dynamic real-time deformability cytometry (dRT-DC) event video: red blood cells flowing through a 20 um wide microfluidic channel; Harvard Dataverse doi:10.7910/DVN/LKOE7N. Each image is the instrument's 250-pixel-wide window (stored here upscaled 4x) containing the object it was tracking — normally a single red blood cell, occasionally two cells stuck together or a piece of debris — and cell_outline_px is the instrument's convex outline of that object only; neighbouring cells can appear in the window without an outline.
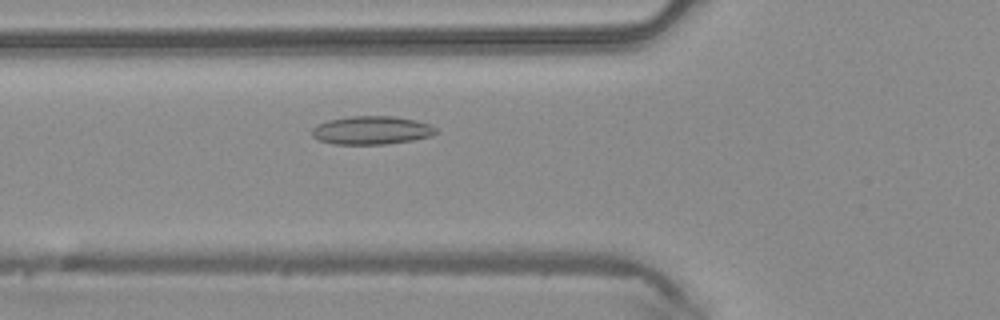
{"species": "common noctule bat (a hibernating species)", "species_latin": "Nyctalus noctula", "temperature_condition": "warm", "stored_images_in_passage": 41, "camera_frame_rate_fps": 3000, "um_per_image_px": 0.085, "animal": {"sex": "male", "body_mass_g": 20.4}, "frame": {"image": 1, "passage_image": 11, "time_ms": 3.333, "image_size_px": [1000, 320], "cell_outline_px": [[436, 132], [432, 136], [412, 140], [384, 144], [332, 144], [320, 140], [312, 136], [312, 128], [316, 124], [328, 120], [352, 116], [396, 116], [416, 120], [428, 124], [436, 128]], "centroid_in_image_um": [31.57, 11.07], "position_along_channel_um": 94.2, "area_um2": 20.46}}
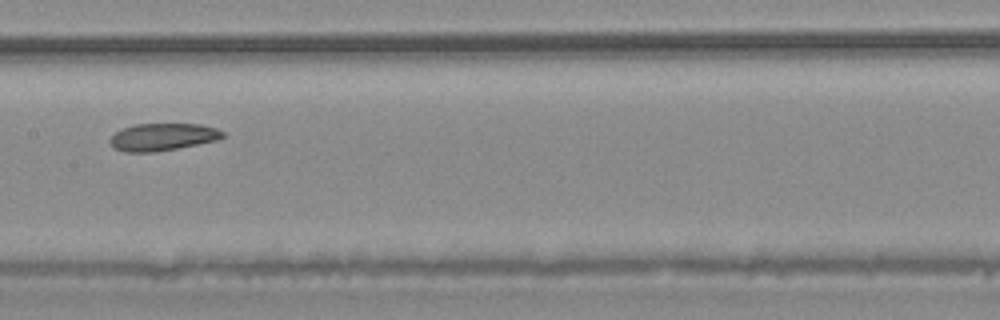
{"frame": {"image": 2, "passage_image": 18, "time_ms": 5.667, "image_size_px": [1000, 320], "cell_outline_px": [[224, 136], [216, 140], [156, 152], [124, 152], [112, 148], [108, 140], [120, 128], [136, 124], [200, 124], [216, 128], [224, 132]], "centroid_in_image_um": [13.76, 11.64], "position_along_channel_um": 193.6, "area_um2": 17.98}}
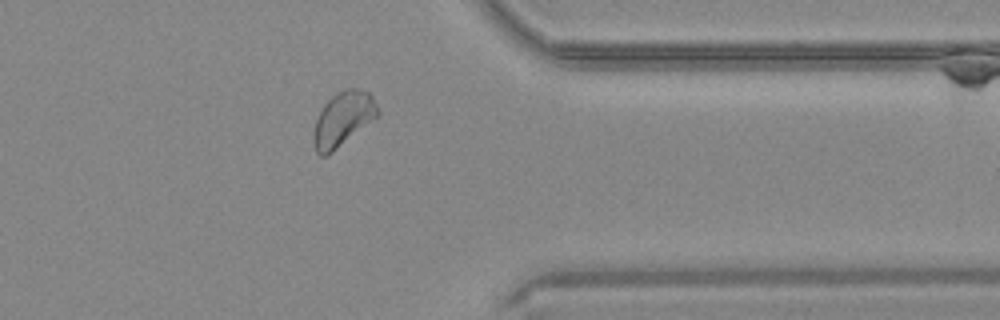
{"frame": {"image": 3, "passage_image": 32, "time_ms": 10.333, "image_size_px": [1000, 320], "cell_outline_px": [[380, 112], [376, 116], [328, 156], [320, 156], [316, 152], [312, 140], [312, 132], [316, 120], [324, 104], [336, 92], [344, 88], [360, 88], [368, 92], [372, 96]], "centroid_in_image_um": [29.11, 10.11], "position_along_channel_um": 382.3, "area_um2": 20.23}}